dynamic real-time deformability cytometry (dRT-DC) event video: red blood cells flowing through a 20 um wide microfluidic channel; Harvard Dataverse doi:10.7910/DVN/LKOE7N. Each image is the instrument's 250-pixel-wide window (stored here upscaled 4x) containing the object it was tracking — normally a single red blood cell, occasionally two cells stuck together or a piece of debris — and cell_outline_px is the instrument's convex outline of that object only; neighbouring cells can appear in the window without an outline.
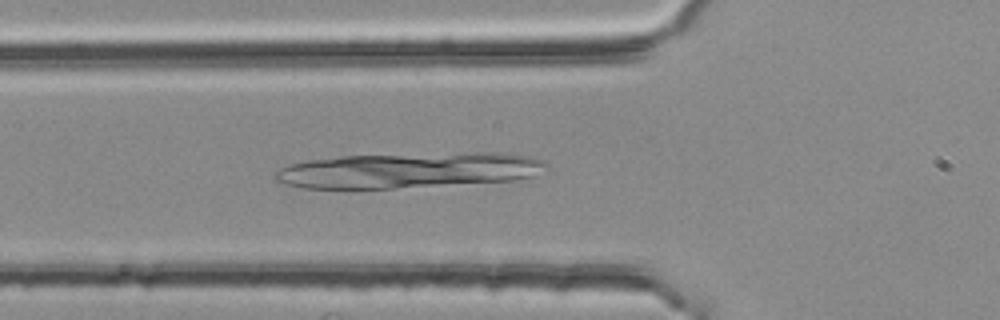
{"species": "common noctule bat (a hibernating species)", "species_latin": "Nyctalus noctula", "temperature_condition": "room temperature", "stored_images_in_passage": 35, "camera_frame_rate_fps": 3000, "um_per_image_px": 0.085, "animal": {"sex": "female", "body_mass_g": 25.1}, "frame": {"image": 1, "passage_image": 6, "time_ms": 1.667, "image_size_px": [1000, 320], "cell_outline_px": [[548, 168], [532, 176], [516, 180], [396, 188], [300, 188], [284, 184], [272, 180], [272, 172], [288, 164], [308, 160], [340, 156], [468, 152], [500, 152], [528, 156], [544, 160], [548, 164]], "centroid_in_image_um": [34.7, 14.47], "position_along_channel_um": 91.1, "area_um2": 56.64}}
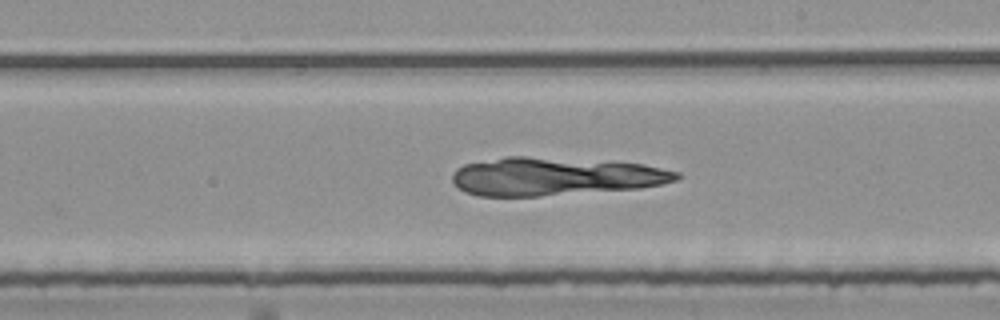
{"frame": {"image": 2, "passage_image": 18, "time_ms": 5.667, "image_size_px": [1000, 320], "cell_outline_px": [[680, 176], [676, 180], [660, 184], [640, 188], [536, 196], [476, 196], [464, 192], [452, 180], [452, 176], [456, 168], [464, 164], [504, 156], [524, 156], [644, 164], [680, 172]], "centroid_in_image_um": [47.12, 15.0], "position_along_channel_um": 241.9, "area_um2": 49.48}}
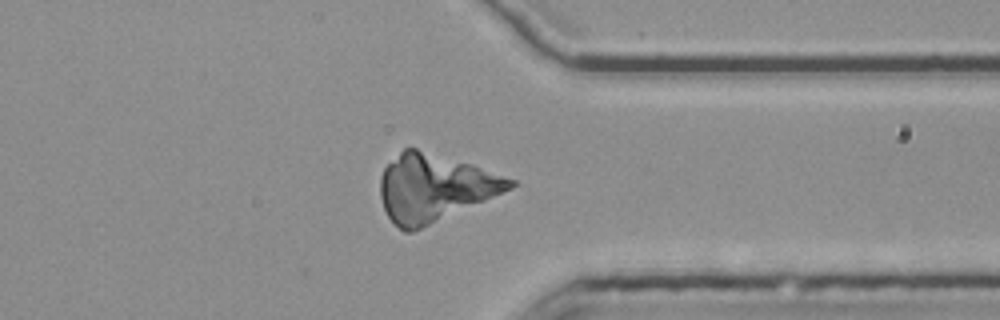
{"frame": {"image": 3, "passage_image": 29, "time_ms": 9.333, "image_size_px": [1000, 320], "cell_outline_px": [[516, 184], [512, 188], [412, 232], [408, 232], [400, 228], [388, 216], [384, 208], [380, 196], [380, 176], [384, 168], [404, 148], [416, 148], [468, 164], [516, 180]], "centroid_in_image_um": [36.88, 15.96], "position_along_channel_um": 374.5, "area_um2": 49.42}}